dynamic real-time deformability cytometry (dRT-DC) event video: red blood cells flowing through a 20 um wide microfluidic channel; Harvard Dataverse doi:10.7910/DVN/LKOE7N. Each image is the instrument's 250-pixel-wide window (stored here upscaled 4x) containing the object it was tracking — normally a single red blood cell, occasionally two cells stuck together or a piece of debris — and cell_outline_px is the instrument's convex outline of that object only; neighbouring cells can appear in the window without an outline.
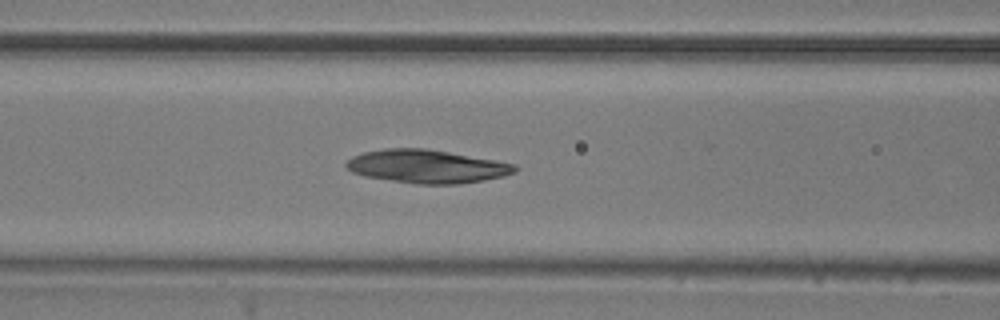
{"species": "common noctule bat (a hibernating species)", "species_latin": "Nyctalus noctula", "temperature_condition": "room temperature", "stored_images_in_passage": 36, "camera_frame_rate_fps": 3000, "um_per_image_px": 0.085, "animal": {"sex": "male", "body_mass_g": 20.5, "forearm_length_mm": 52.5}, "frame": {"image": 1, "passage_image": 10, "time_ms": 3.0, "image_size_px": [1000, 320], "cell_outline_px": [[520, 168], [516, 172], [504, 176], [484, 180], [456, 184], [420, 184], [364, 176], [352, 172], [344, 164], [352, 156], [364, 152], [384, 148], [428, 148], [516, 164]], "centroid_in_image_um": [36.3, 14.13], "position_along_channel_um": 130.3, "area_um2": 32.71}}
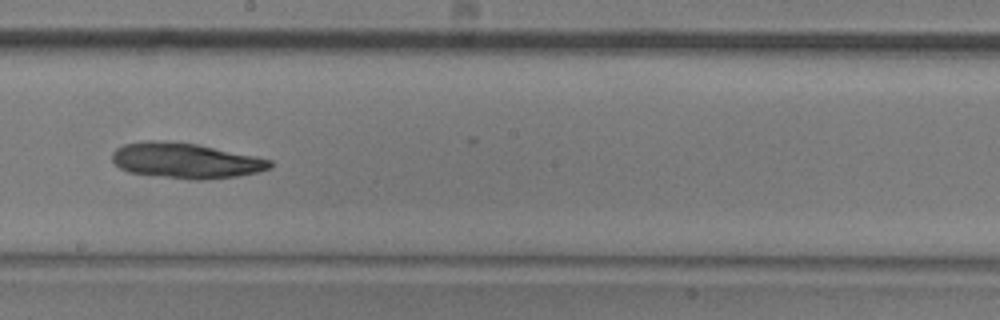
{"frame": {"image": 2, "passage_image": 18, "time_ms": 5.667, "image_size_px": [1000, 320], "cell_outline_px": [[272, 168], [260, 172], [236, 176], [200, 180], [188, 180], [128, 172], [120, 168], [112, 160], [112, 152], [116, 148], [124, 144], [144, 140], [160, 140], [196, 144], [256, 156], [272, 160]], "centroid_in_image_um": [15.78, 13.65], "position_along_channel_um": 232.4, "area_um2": 32.71}}
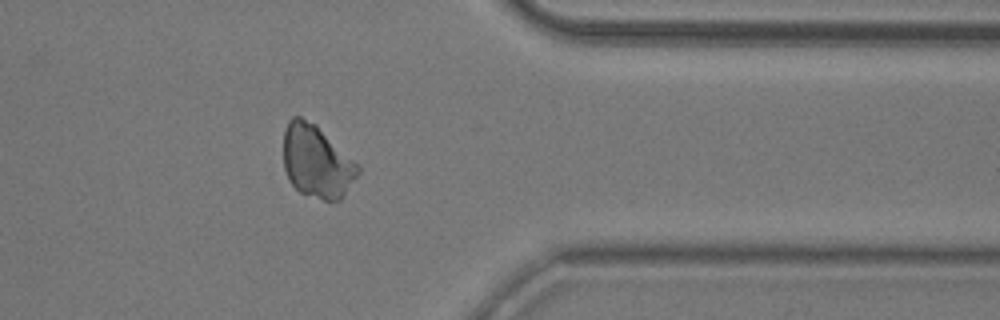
{"frame": {"image": 3, "passage_image": 31, "time_ms": 10.0, "image_size_px": [1000, 320], "cell_outline_px": [[360, 172], [340, 200], [324, 200], [300, 192], [288, 180], [284, 168], [284, 128], [288, 120], [292, 116], [300, 116], [316, 124], [360, 164]], "centroid_in_image_um": [26.93, 13.7], "position_along_channel_um": 384.5, "area_um2": 31.79}}